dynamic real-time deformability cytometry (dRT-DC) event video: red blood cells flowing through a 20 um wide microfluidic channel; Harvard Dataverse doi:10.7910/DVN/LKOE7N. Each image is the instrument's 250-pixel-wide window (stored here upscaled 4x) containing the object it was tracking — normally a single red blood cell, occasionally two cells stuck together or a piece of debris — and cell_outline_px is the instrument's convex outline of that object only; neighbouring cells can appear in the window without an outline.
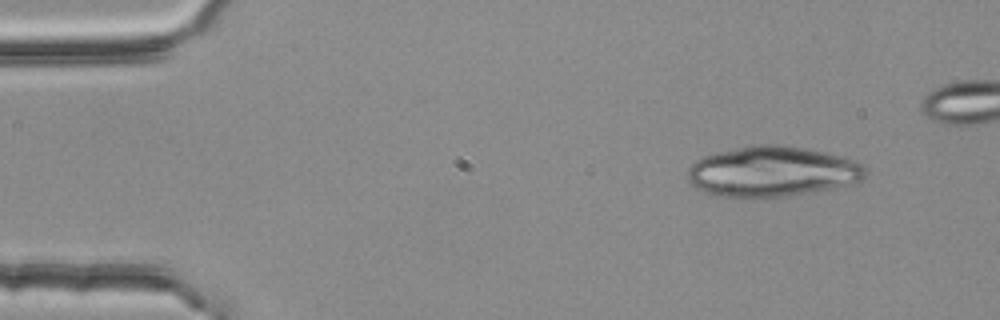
{"species": "common noctule bat (a hibernating species)", "species_latin": "Nyctalus noctula", "temperature_condition": "room temperature", "stored_images_in_passage": 4, "camera_frame_rate_fps": 3000, "um_per_image_px": 0.085, "animal": {"sex": "female", "body_mass_g": 25.1}, "frame": {"image": 1, "passage_image": 1, "time_ms": 0.0, "image_size_px": [1000, 320], "cell_outline_px": [[864, 180], [832, 188], [780, 196], [740, 200], [716, 196], [704, 192], [696, 188], [688, 180], [688, 168], [696, 160], [704, 156], [752, 144], [776, 144], [804, 148], [824, 152], [852, 160], [860, 164], [864, 168]], "centroid_in_image_um": [65.55, 14.6], "position_along_channel_um": 19.5, "area_um2": 52.14}}